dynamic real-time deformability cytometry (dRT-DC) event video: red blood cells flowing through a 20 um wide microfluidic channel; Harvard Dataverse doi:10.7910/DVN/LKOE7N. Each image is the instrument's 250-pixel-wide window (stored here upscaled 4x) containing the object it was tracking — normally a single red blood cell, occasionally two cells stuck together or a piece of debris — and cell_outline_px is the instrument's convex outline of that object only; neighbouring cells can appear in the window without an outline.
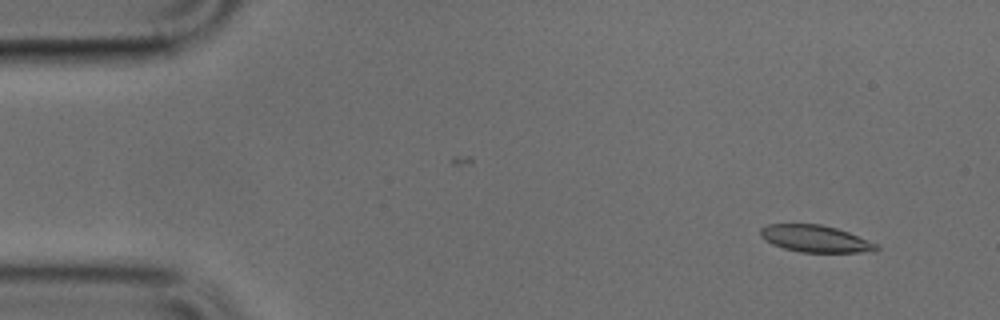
{"species": "common noctule bat (a hibernating species)", "species_latin": "Nyctalus noctula", "temperature_condition": "cold", "stored_images_in_passage": 47, "camera_frame_rate_fps": 3000, "um_per_image_px": 0.085, "animal": {"sex": "male", "body_mass_g": 17.9, "forearm_length_mm": 54.2}, "frame": {"image": 1, "passage_image": 2, "time_ms": 0.333, "image_size_px": [1000, 320], "cell_outline_px": [[880, 248], [876, 252], [800, 252], [784, 248], [772, 244], [760, 236], [760, 228], [768, 224], [820, 224], [836, 228], [848, 232], [880, 244]], "centroid_in_image_um": [69.35, 20.29], "position_along_channel_um": 15.6, "area_um2": 18.32}}
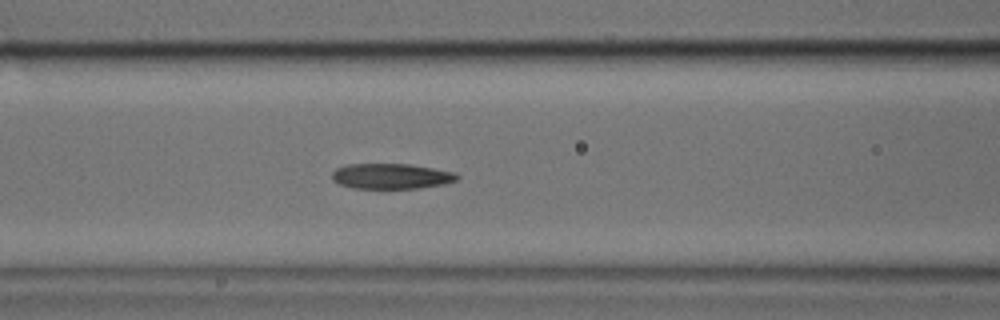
{"frame": {"image": 2, "passage_image": 18, "time_ms": 5.667, "image_size_px": [1000, 320], "cell_outline_px": [[460, 176], [456, 180], [444, 184], [420, 188], [352, 188], [340, 184], [332, 180], [332, 172], [336, 168], [344, 164], [412, 164], [456, 172]], "centroid_in_image_um": [33.26, 14.97], "position_along_channel_um": 133.3, "area_um2": 18.67}}
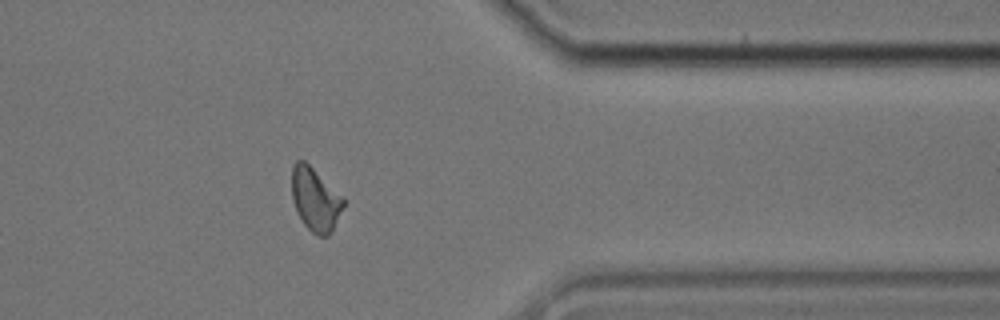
{"frame": {"image": 3, "passage_image": 38, "time_ms": 12.333, "image_size_px": [1000, 320], "cell_outline_px": [[344, 204], [332, 232], [328, 236], [320, 236], [312, 232], [304, 224], [296, 212], [292, 200], [292, 164], [296, 160], [304, 160], [344, 196]], "centroid_in_image_um": [26.79, 16.93], "position_along_channel_um": 384.6, "area_um2": 19.19}}